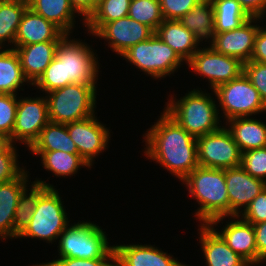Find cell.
Segmentation results:
<instances>
[{"label": "cell", "instance_id": "obj_1", "mask_svg": "<svg viewBox=\"0 0 266 266\" xmlns=\"http://www.w3.org/2000/svg\"><path fill=\"white\" fill-rule=\"evenodd\" d=\"M143 139L146 157L180 181L186 178L198 164L197 138L183 129L164 110L157 122H154Z\"/></svg>", "mask_w": 266, "mask_h": 266}, {"label": "cell", "instance_id": "obj_2", "mask_svg": "<svg viewBox=\"0 0 266 266\" xmlns=\"http://www.w3.org/2000/svg\"><path fill=\"white\" fill-rule=\"evenodd\" d=\"M69 37H71L70 34H65L60 39L55 57L33 84L34 87L45 92V95L73 83H97L99 57L88 43Z\"/></svg>", "mask_w": 266, "mask_h": 266}, {"label": "cell", "instance_id": "obj_3", "mask_svg": "<svg viewBox=\"0 0 266 266\" xmlns=\"http://www.w3.org/2000/svg\"><path fill=\"white\" fill-rule=\"evenodd\" d=\"M181 182L200 205L195 212L200 224L216 227L217 223L230 216L225 169L198 166Z\"/></svg>", "mask_w": 266, "mask_h": 266}, {"label": "cell", "instance_id": "obj_4", "mask_svg": "<svg viewBox=\"0 0 266 266\" xmlns=\"http://www.w3.org/2000/svg\"><path fill=\"white\" fill-rule=\"evenodd\" d=\"M201 88L193 89L181 97L171 98L164 111L189 134L198 138L219 130L220 116L215 99ZM216 103V104H215Z\"/></svg>", "mask_w": 266, "mask_h": 266}, {"label": "cell", "instance_id": "obj_5", "mask_svg": "<svg viewBox=\"0 0 266 266\" xmlns=\"http://www.w3.org/2000/svg\"><path fill=\"white\" fill-rule=\"evenodd\" d=\"M58 238V259H115L114 246L109 245L106 231L94 222L69 224Z\"/></svg>", "mask_w": 266, "mask_h": 266}, {"label": "cell", "instance_id": "obj_6", "mask_svg": "<svg viewBox=\"0 0 266 266\" xmlns=\"http://www.w3.org/2000/svg\"><path fill=\"white\" fill-rule=\"evenodd\" d=\"M96 88V84L73 83L46 93L49 121L67 124L93 116Z\"/></svg>", "mask_w": 266, "mask_h": 266}, {"label": "cell", "instance_id": "obj_7", "mask_svg": "<svg viewBox=\"0 0 266 266\" xmlns=\"http://www.w3.org/2000/svg\"><path fill=\"white\" fill-rule=\"evenodd\" d=\"M61 198L55 187H47L37 199L31 220L17 238H39L51 244L59 239L70 222Z\"/></svg>", "mask_w": 266, "mask_h": 266}, {"label": "cell", "instance_id": "obj_8", "mask_svg": "<svg viewBox=\"0 0 266 266\" xmlns=\"http://www.w3.org/2000/svg\"><path fill=\"white\" fill-rule=\"evenodd\" d=\"M120 56L155 80L170 77L184 62L155 33L149 39L131 46Z\"/></svg>", "mask_w": 266, "mask_h": 266}, {"label": "cell", "instance_id": "obj_9", "mask_svg": "<svg viewBox=\"0 0 266 266\" xmlns=\"http://www.w3.org/2000/svg\"><path fill=\"white\" fill-rule=\"evenodd\" d=\"M225 121L236 117H251L266 112V105L258 90L243 72L238 78L212 90Z\"/></svg>", "mask_w": 266, "mask_h": 266}, {"label": "cell", "instance_id": "obj_10", "mask_svg": "<svg viewBox=\"0 0 266 266\" xmlns=\"http://www.w3.org/2000/svg\"><path fill=\"white\" fill-rule=\"evenodd\" d=\"M198 164L205 168L229 169L241 165L242 152L225 126L197 138Z\"/></svg>", "mask_w": 266, "mask_h": 266}, {"label": "cell", "instance_id": "obj_11", "mask_svg": "<svg viewBox=\"0 0 266 266\" xmlns=\"http://www.w3.org/2000/svg\"><path fill=\"white\" fill-rule=\"evenodd\" d=\"M190 70L208 79L210 89L238 78L244 72V63L239 59L216 52L208 46L199 48L186 63Z\"/></svg>", "mask_w": 266, "mask_h": 266}, {"label": "cell", "instance_id": "obj_12", "mask_svg": "<svg viewBox=\"0 0 266 266\" xmlns=\"http://www.w3.org/2000/svg\"><path fill=\"white\" fill-rule=\"evenodd\" d=\"M46 96L18 98L12 142L24 143L29 149L38 139L42 129L49 123ZM21 141V142H20Z\"/></svg>", "mask_w": 266, "mask_h": 266}, {"label": "cell", "instance_id": "obj_13", "mask_svg": "<svg viewBox=\"0 0 266 266\" xmlns=\"http://www.w3.org/2000/svg\"><path fill=\"white\" fill-rule=\"evenodd\" d=\"M67 130L79 155L90 167L93 166L94 158L108 147L110 129L100 123L94 114L85 119L67 123Z\"/></svg>", "mask_w": 266, "mask_h": 266}, {"label": "cell", "instance_id": "obj_14", "mask_svg": "<svg viewBox=\"0 0 266 266\" xmlns=\"http://www.w3.org/2000/svg\"><path fill=\"white\" fill-rule=\"evenodd\" d=\"M262 19L263 18L251 17L239 28L217 33L211 47L216 52L237 58L243 63L251 61L255 37L258 29L261 27L256 23L260 20V22H262Z\"/></svg>", "mask_w": 266, "mask_h": 266}, {"label": "cell", "instance_id": "obj_15", "mask_svg": "<svg viewBox=\"0 0 266 266\" xmlns=\"http://www.w3.org/2000/svg\"><path fill=\"white\" fill-rule=\"evenodd\" d=\"M155 32L129 16L106 23L94 36L108 41V47L121 55L128 48L149 39Z\"/></svg>", "mask_w": 266, "mask_h": 266}, {"label": "cell", "instance_id": "obj_16", "mask_svg": "<svg viewBox=\"0 0 266 266\" xmlns=\"http://www.w3.org/2000/svg\"><path fill=\"white\" fill-rule=\"evenodd\" d=\"M225 180L230 216H240L252 200L266 188L265 181L252 177L241 166L225 169Z\"/></svg>", "mask_w": 266, "mask_h": 266}, {"label": "cell", "instance_id": "obj_17", "mask_svg": "<svg viewBox=\"0 0 266 266\" xmlns=\"http://www.w3.org/2000/svg\"><path fill=\"white\" fill-rule=\"evenodd\" d=\"M114 254L115 266H188L154 245H114Z\"/></svg>", "mask_w": 266, "mask_h": 266}, {"label": "cell", "instance_id": "obj_18", "mask_svg": "<svg viewBox=\"0 0 266 266\" xmlns=\"http://www.w3.org/2000/svg\"><path fill=\"white\" fill-rule=\"evenodd\" d=\"M229 218L230 220L233 218V220L227 222L221 231L212 228L232 251L239 254L251 266L257 265L256 237L253 224L243 220L240 216H229Z\"/></svg>", "mask_w": 266, "mask_h": 266}, {"label": "cell", "instance_id": "obj_19", "mask_svg": "<svg viewBox=\"0 0 266 266\" xmlns=\"http://www.w3.org/2000/svg\"><path fill=\"white\" fill-rule=\"evenodd\" d=\"M198 230H200L199 243L207 266H251L239 254L232 251L209 224H201Z\"/></svg>", "mask_w": 266, "mask_h": 266}, {"label": "cell", "instance_id": "obj_20", "mask_svg": "<svg viewBox=\"0 0 266 266\" xmlns=\"http://www.w3.org/2000/svg\"><path fill=\"white\" fill-rule=\"evenodd\" d=\"M65 34L53 23L27 7L22 15L14 46L33 43L60 41Z\"/></svg>", "mask_w": 266, "mask_h": 266}, {"label": "cell", "instance_id": "obj_21", "mask_svg": "<svg viewBox=\"0 0 266 266\" xmlns=\"http://www.w3.org/2000/svg\"><path fill=\"white\" fill-rule=\"evenodd\" d=\"M58 43L59 41H47L14 46L19 56L24 76L29 82L28 84L33 86L52 62Z\"/></svg>", "mask_w": 266, "mask_h": 266}, {"label": "cell", "instance_id": "obj_22", "mask_svg": "<svg viewBox=\"0 0 266 266\" xmlns=\"http://www.w3.org/2000/svg\"><path fill=\"white\" fill-rule=\"evenodd\" d=\"M25 170L18 178L0 183V239L14 238V213L22 192L29 187Z\"/></svg>", "mask_w": 266, "mask_h": 266}, {"label": "cell", "instance_id": "obj_23", "mask_svg": "<svg viewBox=\"0 0 266 266\" xmlns=\"http://www.w3.org/2000/svg\"><path fill=\"white\" fill-rule=\"evenodd\" d=\"M224 124L242 153L266 146L265 122L252 117H236Z\"/></svg>", "mask_w": 266, "mask_h": 266}, {"label": "cell", "instance_id": "obj_24", "mask_svg": "<svg viewBox=\"0 0 266 266\" xmlns=\"http://www.w3.org/2000/svg\"><path fill=\"white\" fill-rule=\"evenodd\" d=\"M155 34L186 63L199 49L194 34L179 20H164L156 29Z\"/></svg>", "mask_w": 266, "mask_h": 266}, {"label": "cell", "instance_id": "obj_25", "mask_svg": "<svg viewBox=\"0 0 266 266\" xmlns=\"http://www.w3.org/2000/svg\"><path fill=\"white\" fill-rule=\"evenodd\" d=\"M179 21L194 34L198 46L203 40H209L210 47L213 45L216 33L211 0H201Z\"/></svg>", "mask_w": 266, "mask_h": 266}, {"label": "cell", "instance_id": "obj_26", "mask_svg": "<svg viewBox=\"0 0 266 266\" xmlns=\"http://www.w3.org/2000/svg\"><path fill=\"white\" fill-rule=\"evenodd\" d=\"M28 7L56 25L64 34L72 33L77 13L69 0H28Z\"/></svg>", "mask_w": 266, "mask_h": 266}, {"label": "cell", "instance_id": "obj_27", "mask_svg": "<svg viewBox=\"0 0 266 266\" xmlns=\"http://www.w3.org/2000/svg\"><path fill=\"white\" fill-rule=\"evenodd\" d=\"M64 151L79 154L74 141L70 138L67 124L49 122L40 132L38 139L28 151Z\"/></svg>", "mask_w": 266, "mask_h": 266}, {"label": "cell", "instance_id": "obj_28", "mask_svg": "<svg viewBox=\"0 0 266 266\" xmlns=\"http://www.w3.org/2000/svg\"><path fill=\"white\" fill-rule=\"evenodd\" d=\"M0 48V93L17 95L27 82L14 48ZM21 86V87H20Z\"/></svg>", "mask_w": 266, "mask_h": 266}, {"label": "cell", "instance_id": "obj_29", "mask_svg": "<svg viewBox=\"0 0 266 266\" xmlns=\"http://www.w3.org/2000/svg\"><path fill=\"white\" fill-rule=\"evenodd\" d=\"M35 155L41 156V163L46 171L53 172L57 177L73 176L83 166L84 168H92L79 155L69 154L64 151H31Z\"/></svg>", "mask_w": 266, "mask_h": 266}, {"label": "cell", "instance_id": "obj_30", "mask_svg": "<svg viewBox=\"0 0 266 266\" xmlns=\"http://www.w3.org/2000/svg\"><path fill=\"white\" fill-rule=\"evenodd\" d=\"M27 7L28 0H0V48L4 47L5 41L14 48L16 33Z\"/></svg>", "mask_w": 266, "mask_h": 266}, {"label": "cell", "instance_id": "obj_31", "mask_svg": "<svg viewBox=\"0 0 266 266\" xmlns=\"http://www.w3.org/2000/svg\"><path fill=\"white\" fill-rule=\"evenodd\" d=\"M211 2L216 34L239 28L251 18L237 0H211Z\"/></svg>", "mask_w": 266, "mask_h": 266}, {"label": "cell", "instance_id": "obj_32", "mask_svg": "<svg viewBox=\"0 0 266 266\" xmlns=\"http://www.w3.org/2000/svg\"><path fill=\"white\" fill-rule=\"evenodd\" d=\"M30 188H26L18 200V205L14 213V238L25 229L29 221L32 218L34 209L37 203L39 195L47 188L54 187L53 185L46 183L36 178V181L32 182ZM29 189V190H28ZM29 191V192H28Z\"/></svg>", "mask_w": 266, "mask_h": 266}, {"label": "cell", "instance_id": "obj_33", "mask_svg": "<svg viewBox=\"0 0 266 266\" xmlns=\"http://www.w3.org/2000/svg\"><path fill=\"white\" fill-rule=\"evenodd\" d=\"M131 0H99L95 12L85 22L89 34L95 35L106 23L128 16Z\"/></svg>", "mask_w": 266, "mask_h": 266}, {"label": "cell", "instance_id": "obj_34", "mask_svg": "<svg viewBox=\"0 0 266 266\" xmlns=\"http://www.w3.org/2000/svg\"><path fill=\"white\" fill-rule=\"evenodd\" d=\"M128 16L154 32L164 21L159 0H131Z\"/></svg>", "mask_w": 266, "mask_h": 266}, {"label": "cell", "instance_id": "obj_35", "mask_svg": "<svg viewBox=\"0 0 266 266\" xmlns=\"http://www.w3.org/2000/svg\"><path fill=\"white\" fill-rule=\"evenodd\" d=\"M240 166L252 177L266 182V146L243 152Z\"/></svg>", "mask_w": 266, "mask_h": 266}, {"label": "cell", "instance_id": "obj_36", "mask_svg": "<svg viewBox=\"0 0 266 266\" xmlns=\"http://www.w3.org/2000/svg\"><path fill=\"white\" fill-rule=\"evenodd\" d=\"M17 98V95L0 93V132L11 137V140L17 113Z\"/></svg>", "mask_w": 266, "mask_h": 266}, {"label": "cell", "instance_id": "obj_37", "mask_svg": "<svg viewBox=\"0 0 266 266\" xmlns=\"http://www.w3.org/2000/svg\"><path fill=\"white\" fill-rule=\"evenodd\" d=\"M17 149L13 145L5 154H0V183L18 178L26 169L18 163Z\"/></svg>", "mask_w": 266, "mask_h": 266}, {"label": "cell", "instance_id": "obj_38", "mask_svg": "<svg viewBox=\"0 0 266 266\" xmlns=\"http://www.w3.org/2000/svg\"><path fill=\"white\" fill-rule=\"evenodd\" d=\"M201 0H159L164 20H179Z\"/></svg>", "mask_w": 266, "mask_h": 266}, {"label": "cell", "instance_id": "obj_39", "mask_svg": "<svg viewBox=\"0 0 266 266\" xmlns=\"http://www.w3.org/2000/svg\"><path fill=\"white\" fill-rule=\"evenodd\" d=\"M244 73L258 90L266 105V64L257 61L244 63Z\"/></svg>", "mask_w": 266, "mask_h": 266}, {"label": "cell", "instance_id": "obj_40", "mask_svg": "<svg viewBox=\"0 0 266 266\" xmlns=\"http://www.w3.org/2000/svg\"><path fill=\"white\" fill-rule=\"evenodd\" d=\"M240 216L253 225L266 221V188L252 200Z\"/></svg>", "mask_w": 266, "mask_h": 266}, {"label": "cell", "instance_id": "obj_41", "mask_svg": "<svg viewBox=\"0 0 266 266\" xmlns=\"http://www.w3.org/2000/svg\"><path fill=\"white\" fill-rule=\"evenodd\" d=\"M112 262V263H111ZM32 266H115V259H77L61 258Z\"/></svg>", "mask_w": 266, "mask_h": 266}, {"label": "cell", "instance_id": "obj_42", "mask_svg": "<svg viewBox=\"0 0 266 266\" xmlns=\"http://www.w3.org/2000/svg\"><path fill=\"white\" fill-rule=\"evenodd\" d=\"M256 237L257 265L266 262V221L253 225Z\"/></svg>", "mask_w": 266, "mask_h": 266}, {"label": "cell", "instance_id": "obj_43", "mask_svg": "<svg viewBox=\"0 0 266 266\" xmlns=\"http://www.w3.org/2000/svg\"><path fill=\"white\" fill-rule=\"evenodd\" d=\"M251 61L266 64V25L258 29Z\"/></svg>", "mask_w": 266, "mask_h": 266}, {"label": "cell", "instance_id": "obj_44", "mask_svg": "<svg viewBox=\"0 0 266 266\" xmlns=\"http://www.w3.org/2000/svg\"><path fill=\"white\" fill-rule=\"evenodd\" d=\"M71 7L74 9L77 16H81L85 26V22L89 19V17L95 12L98 0H69Z\"/></svg>", "mask_w": 266, "mask_h": 266}, {"label": "cell", "instance_id": "obj_45", "mask_svg": "<svg viewBox=\"0 0 266 266\" xmlns=\"http://www.w3.org/2000/svg\"><path fill=\"white\" fill-rule=\"evenodd\" d=\"M250 17H266V0H237Z\"/></svg>", "mask_w": 266, "mask_h": 266}, {"label": "cell", "instance_id": "obj_46", "mask_svg": "<svg viewBox=\"0 0 266 266\" xmlns=\"http://www.w3.org/2000/svg\"><path fill=\"white\" fill-rule=\"evenodd\" d=\"M13 145L11 137L0 132V154H5Z\"/></svg>", "mask_w": 266, "mask_h": 266}]
</instances>
